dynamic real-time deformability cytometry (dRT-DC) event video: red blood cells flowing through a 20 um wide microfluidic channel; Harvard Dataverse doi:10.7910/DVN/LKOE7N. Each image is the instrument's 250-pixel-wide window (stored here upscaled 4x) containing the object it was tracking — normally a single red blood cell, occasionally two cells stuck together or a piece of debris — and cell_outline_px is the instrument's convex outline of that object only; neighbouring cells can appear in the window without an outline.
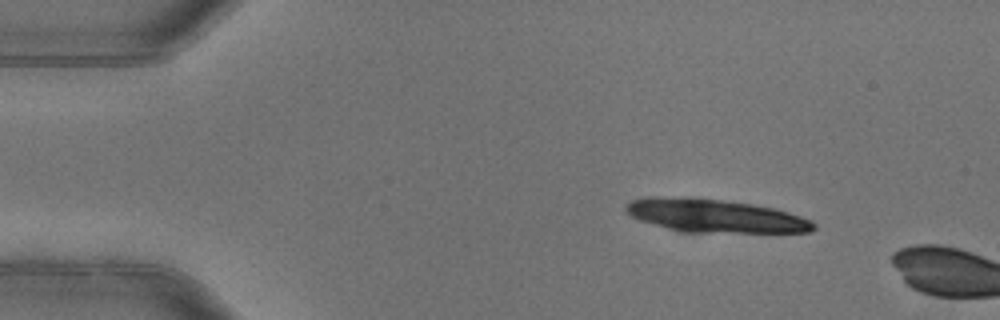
{"species": "common noctule bat (a hibernating species)", "species_latin": "Nyctalus noctula", "temperature_condition": "warm", "stored_images_in_passage": 3, "camera_frame_rate_fps": 3000, "um_per_image_px": 0.085, "animal": {"sex": "female"}, "frame": {"image": 1, "passage_image": 1, "time_ms": 0.0, "image_size_px": [1000, 320], "cell_outline_px": [[816, 228], [808, 232], [692, 232], [668, 228], [640, 220], [632, 216], [624, 208], [632, 200], [644, 196], [672, 196], [724, 200], [752, 204], [776, 208], [812, 220], [816, 224]], "centroid_in_image_um": [60.8, 18.33], "position_along_channel_um": 24.2, "area_um2": 36.13}}